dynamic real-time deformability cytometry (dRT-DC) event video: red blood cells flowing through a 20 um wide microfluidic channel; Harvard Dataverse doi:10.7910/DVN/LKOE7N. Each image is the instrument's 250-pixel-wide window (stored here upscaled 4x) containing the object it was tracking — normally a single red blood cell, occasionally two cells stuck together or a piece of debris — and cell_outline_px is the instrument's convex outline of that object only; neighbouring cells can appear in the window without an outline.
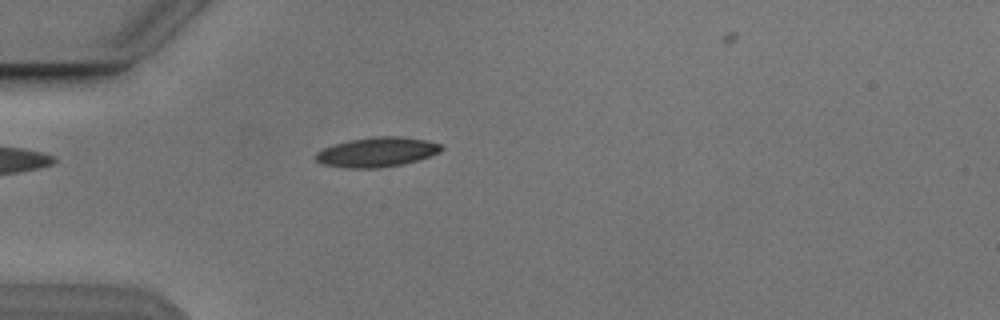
{"species": "Egyptian fruit bat (a non-hibernating species)", "species_latin": "Rousettus aegyptiacus", "temperature_condition": "cold", "stored_images_in_passage": 3, "camera_frame_rate_fps": 3000, "um_per_image_px": 0.085, "animal": {"sex": "male"}, "frame": {"image": 1, "passage_image": 3, "time_ms": 2.333, "image_size_px": [1000, 320], "cell_outline_px": [[444, 148], [440, 152], [404, 164], [380, 168], [344, 168], [324, 164], [316, 160], [312, 156], [320, 148], [348, 140], [376, 136], [396, 136], [428, 140], [440, 144]], "centroid_in_image_um": [31.99, 12.92], "position_along_channel_um": 53.0, "area_um2": 21.91}}